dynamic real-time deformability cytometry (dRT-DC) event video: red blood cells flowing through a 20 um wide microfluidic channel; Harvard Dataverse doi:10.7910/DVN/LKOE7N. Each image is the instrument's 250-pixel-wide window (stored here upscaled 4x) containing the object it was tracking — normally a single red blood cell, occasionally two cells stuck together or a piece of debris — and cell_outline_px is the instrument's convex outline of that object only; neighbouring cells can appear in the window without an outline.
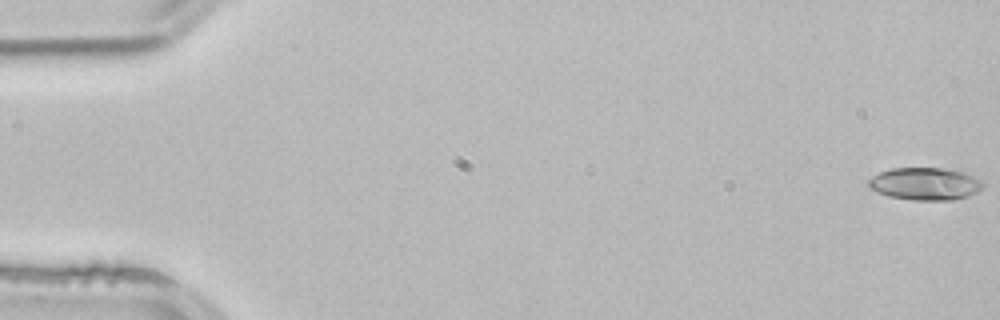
{"species": "common noctule bat (a hibernating species)", "species_latin": "Nyctalus noctula", "temperature_condition": "room temperature", "stored_images_in_passage": 53, "camera_frame_rate_fps": 3000, "um_per_image_px": 0.085, "animal": {"sex": "male", "body_mass_g": 21.5, "forearm_length_mm": 52.0}, "frame": {"image": 1, "passage_image": 1, "time_ms": 0.0, "image_size_px": [1000, 320], "cell_outline_px": [[984, 188], [968, 196], [952, 200], [912, 200], [888, 196], [876, 192], [868, 188], [868, 180], [872, 176], [880, 172], [892, 168], [960, 168], [980, 180], [984, 184]], "centroid_in_image_um": [78.66, 15.61], "position_along_channel_um": 6.3, "area_um2": 22.14}}
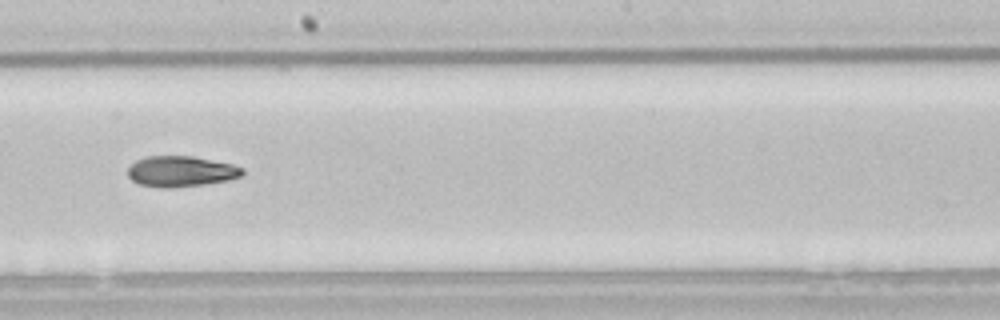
{"frame": {"image": 2, "passage_image": 30, "time_ms": 9.667, "image_size_px": [1000, 320], "cell_outline_px": [[244, 176], [228, 180], [204, 184], [172, 188], [164, 188], [140, 184], [132, 180], [128, 176], [128, 168], [136, 160], [148, 156], [192, 156], [232, 164], [244, 168]], "centroid_in_image_um": [15.41, 14.57], "position_along_channel_um": 232.8, "area_um2": 20.52}}
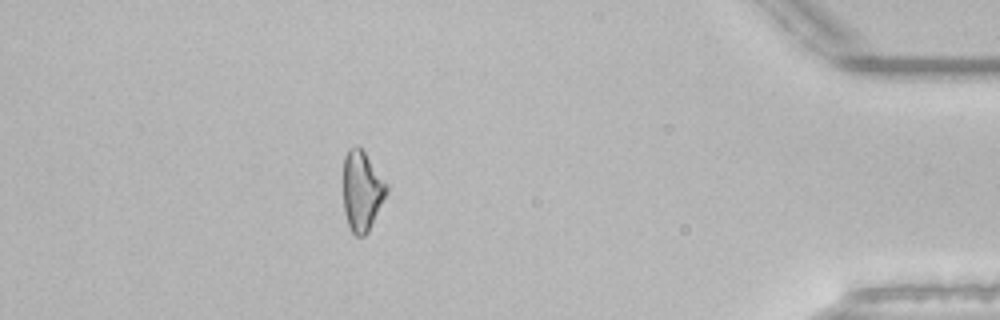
{"frame": {"image": 3, "passage_image": 47, "time_ms": 15.333, "image_size_px": [1000, 320], "cell_outline_px": [[388, 192], [368, 232], [364, 236], [356, 236], [352, 232], [348, 224], [344, 212], [344, 156], [348, 148], [356, 144], [364, 152], [388, 184]], "centroid_in_image_um": [30.77, 16.22], "position_along_channel_um": 404.4, "area_um2": 20.17}, "authors_computed_cell_mechanics": {"area_um2": 20.808, "velocity_mm_per_s": 3.8895, "shape_relaxation_time_tau1_ms": 8.7221, "shape_relaxation_time_tau2_ms": null, "deformation_change_tau1": 0.1898, "deformation_change_tau2": null}}